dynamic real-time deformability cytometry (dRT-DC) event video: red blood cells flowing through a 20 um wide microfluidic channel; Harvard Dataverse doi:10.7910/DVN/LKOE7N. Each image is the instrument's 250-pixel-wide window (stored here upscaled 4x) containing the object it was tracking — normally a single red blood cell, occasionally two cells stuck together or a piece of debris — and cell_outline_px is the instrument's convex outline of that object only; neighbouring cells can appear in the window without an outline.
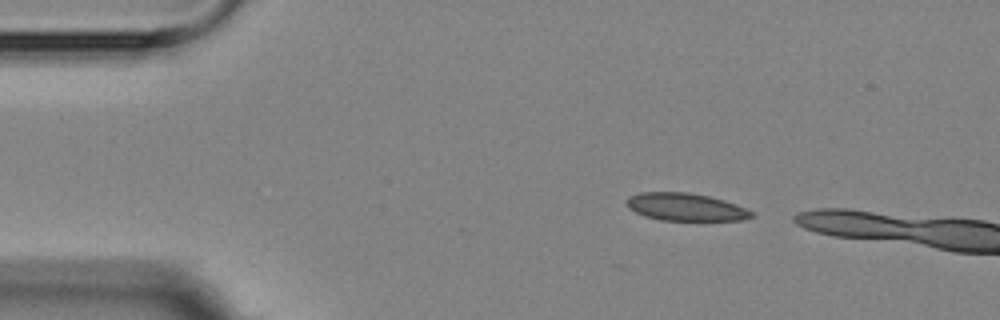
{"species": "Egyptian fruit bat (a non-hibernating species)", "species_latin": "Rousettus aegyptiacus", "temperature_condition": "room temperature", "stored_images_in_passage": 3, "camera_frame_rate_fps": 3000, "um_per_image_px": 0.085, "animal": {"sex": "female"}, "frame": {"image": 1, "passage_image": 1, "time_ms": 0.0, "image_size_px": [1000, 320], "cell_outline_px": [[752, 216], [740, 220], [660, 220], [644, 216], [628, 208], [628, 196], [640, 192], [688, 192], [708, 196], [724, 200], [736, 204], [752, 212]], "centroid_in_image_um": [58.23, 17.59], "position_along_channel_um": 26.8, "area_um2": 19.88}}